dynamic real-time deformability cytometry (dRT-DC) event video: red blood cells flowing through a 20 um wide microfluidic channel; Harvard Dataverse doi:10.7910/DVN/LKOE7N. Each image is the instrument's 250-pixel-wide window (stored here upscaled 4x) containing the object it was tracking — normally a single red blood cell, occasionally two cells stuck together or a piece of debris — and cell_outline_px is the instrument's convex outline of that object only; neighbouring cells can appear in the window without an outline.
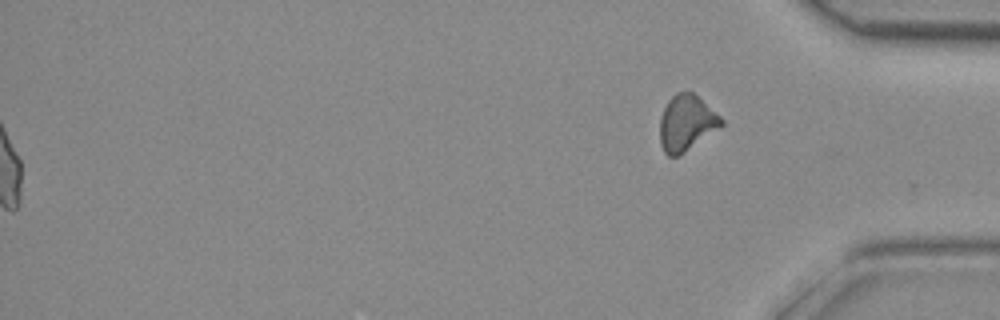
{"species": "common noctule bat (a hibernating species)", "species_latin": "Nyctalus noctula", "temperature_condition": "room temperature", "stored_images_in_passage": 37, "segment_of_instrument_passage": [2, 2], "camera_frame_rate_fps": 3000, "um_per_image_px": 0.085, "animal": {"sex": "female", "body_mass_g": 29.2, "forearm_length_mm": 56.3}, "frame": {"image": 1, "passage_image": 37, "time_ms": 12.0, "image_size_px": [1000, 320], "cell_outline_px": [[724, 124], [684, 152], [676, 156], [668, 156], [664, 152], [660, 144], [660, 116], [668, 100], [676, 92], [692, 92], [720, 116], [724, 120]], "centroid_in_image_um": [58.32, 10.45], "position_along_channel_um": 376.9, "area_um2": 19.65}}